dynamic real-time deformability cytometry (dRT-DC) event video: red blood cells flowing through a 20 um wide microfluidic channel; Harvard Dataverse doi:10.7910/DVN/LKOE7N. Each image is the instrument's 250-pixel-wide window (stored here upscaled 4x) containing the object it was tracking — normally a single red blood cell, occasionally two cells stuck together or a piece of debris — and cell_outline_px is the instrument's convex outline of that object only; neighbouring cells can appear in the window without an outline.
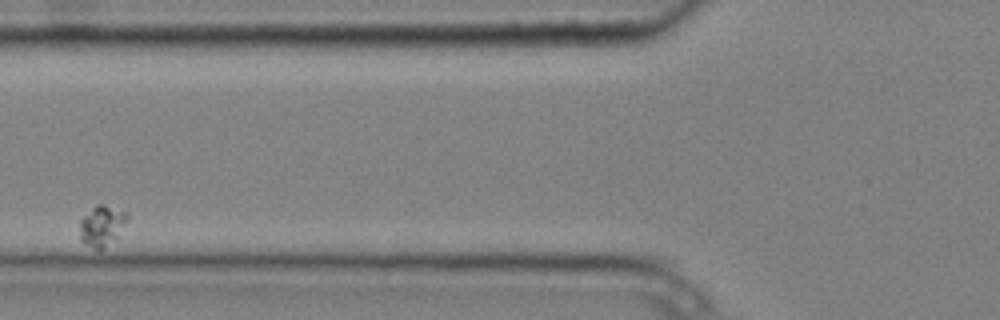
{"species": "common noctule bat (a hibernating species)", "species_latin": "Nyctalus noctula", "temperature_condition": "cold", "stored_images_in_passage": 5, "camera_frame_rate_fps": 3000, "um_per_image_px": 0.085, "animal": {"sex": "male", "body_mass_g": 20.4}, "frame": {"image": 1, "passage_image": 3, "time_ms": 0.667, "image_size_px": [1000, 320], "cell_outline_px": [[128, 220], [116, 236], [100, 248], [96, 248], [84, 240], [80, 236], [80, 220], [96, 204], [100, 204], [128, 212]], "centroid_in_image_um": [8.68, 19.11], "position_along_channel_um": 117.1, "area_um2": 10.46}}
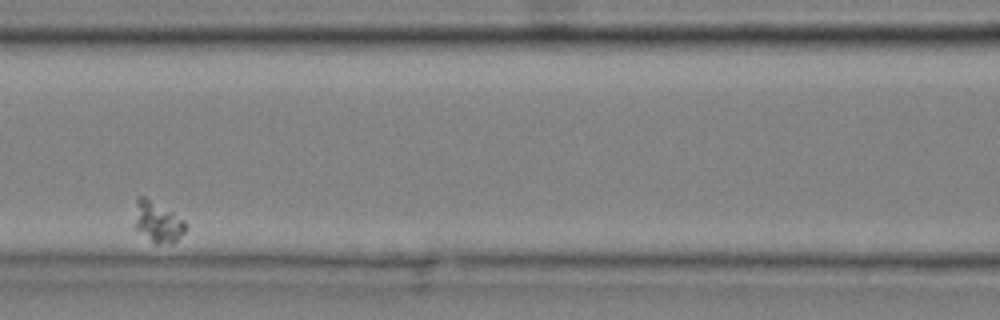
{"frame": {"image": 2, "passage_image": 4, "time_ms": 1.0, "image_size_px": [1000, 320], "cell_outline_px": [[184, 232], [172, 244], [156, 244], [136, 228], [136, 196], [144, 196], [172, 212], [184, 220]], "centroid_in_image_um": [13.41, 18.86], "position_along_channel_um": 153.2, "area_um2": 11.62}}